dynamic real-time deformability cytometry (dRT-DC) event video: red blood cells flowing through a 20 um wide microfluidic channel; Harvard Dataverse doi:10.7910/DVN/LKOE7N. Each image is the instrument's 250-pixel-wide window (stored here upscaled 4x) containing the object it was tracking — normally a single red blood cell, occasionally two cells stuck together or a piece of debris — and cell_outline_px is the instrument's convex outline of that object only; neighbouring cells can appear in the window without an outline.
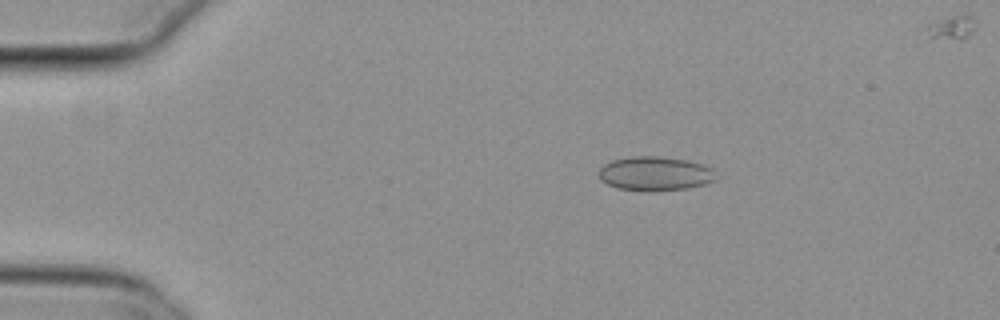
{"species": "common noctule bat (a hibernating species)", "species_latin": "Nyctalus noctula", "temperature_condition": "cold", "stored_images_in_passage": 29, "camera_frame_rate_fps": 3000, "um_per_image_px": 0.085, "animal": {"sex": "female", "body_mass_g": 29.2, "forearm_length_mm": 56.3}, "frame": {"image": 1, "passage_image": 2, "time_ms": 0.333, "image_size_px": [1000, 320], "cell_outline_px": [[716, 180], [704, 184], [688, 188], [652, 192], [648, 192], [616, 188], [600, 180], [600, 168], [604, 164], [612, 160], [632, 156], [656, 156], [688, 160], [704, 164], [712, 168]], "centroid_in_image_um": [55.68, 14.77], "position_along_channel_um": 29.3, "area_um2": 23.52}}
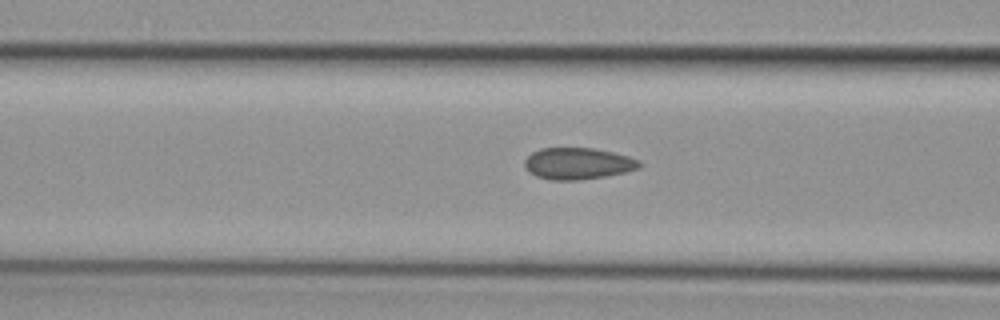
{"frame": {"image": 2, "passage_image": 14, "time_ms": 4.333, "image_size_px": [1000, 320], "cell_outline_px": [[644, 164], [640, 168], [624, 172], [604, 176], [580, 180], [552, 180], [536, 176], [524, 164], [524, 160], [532, 152], [540, 148], [592, 148], [612, 152], [628, 156], [640, 160]], "centroid_in_image_um": [49.15, 13.89], "position_along_channel_um": 117.4, "area_um2": 21.04}}
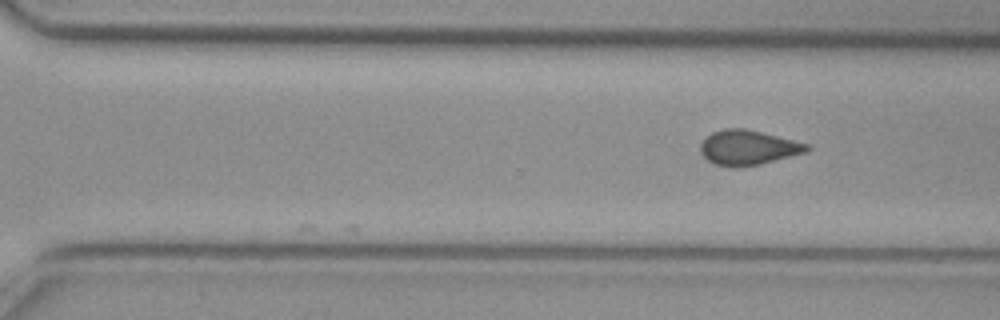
{"frame": {"image": 3, "passage_image": 29, "time_ms": 9.333, "image_size_px": [1000, 320], "cell_outline_px": [[812, 148], [808, 152], [760, 164], [740, 168], [732, 168], [716, 164], [708, 160], [700, 152], [700, 144], [712, 132], [724, 128], [744, 128], [808, 144]], "centroid_in_image_um": [63.58, 12.56], "position_along_channel_um": 307.0, "area_um2": 21.56}}